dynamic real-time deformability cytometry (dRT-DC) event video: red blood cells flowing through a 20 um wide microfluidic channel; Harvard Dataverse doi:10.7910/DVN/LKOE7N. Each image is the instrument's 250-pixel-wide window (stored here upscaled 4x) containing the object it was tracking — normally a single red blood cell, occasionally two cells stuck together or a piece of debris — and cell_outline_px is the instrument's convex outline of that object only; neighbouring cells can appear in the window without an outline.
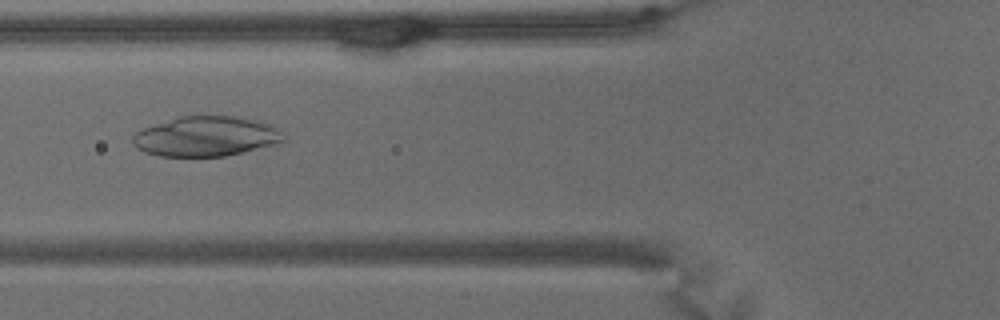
{"species": "common noctule bat (a hibernating species)", "species_latin": "Nyctalus noctula", "temperature_condition": "warm", "stored_images_in_passage": 55, "camera_frame_rate_fps": 3000, "um_per_image_px": 0.085, "animal": {"sex": "male", "body_mass_g": 15.6}, "frame": {"image": 1, "passage_image": 19, "time_ms": 6.0, "image_size_px": [1000, 320], "cell_outline_px": [[284, 140], [272, 144], [224, 156], [160, 156], [144, 152], [136, 148], [132, 144], [132, 136], [136, 132], [144, 128], [180, 116], [232, 116], [256, 120], [268, 124], [284, 132]], "centroid_in_image_um": [17.46, 11.59], "position_along_channel_um": 108.3, "area_um2": 34.62}}
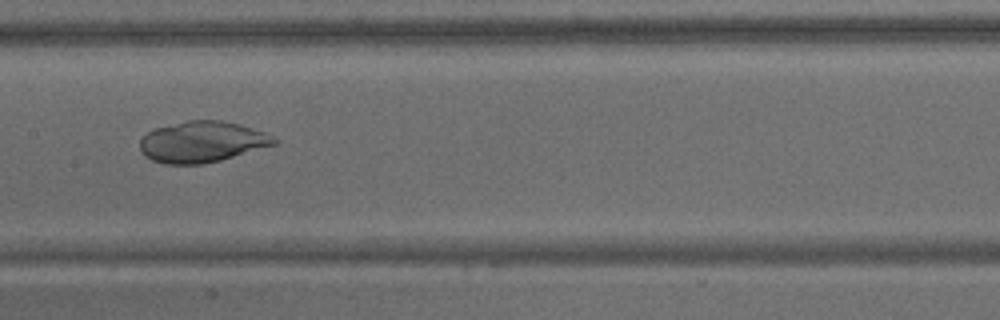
{"frame": {"image": 2, "passage_image": 27, "time_ms": 8.667, "image_size_px": [1000, 320], "cell_outline_px": [[280, 140], [276, 144], [220, 160], [204, 164], [164, 164], [152, 160], [144, 156], [140, 148], [140, 140], [148, 132], [156, 128], [188, 120], [220, 120], [240, 124], [264, 132]], "centroid_in_image_um": [17.18, 12.06], "position_along_channel_um": 190.2, "area_um2": 31.96}}
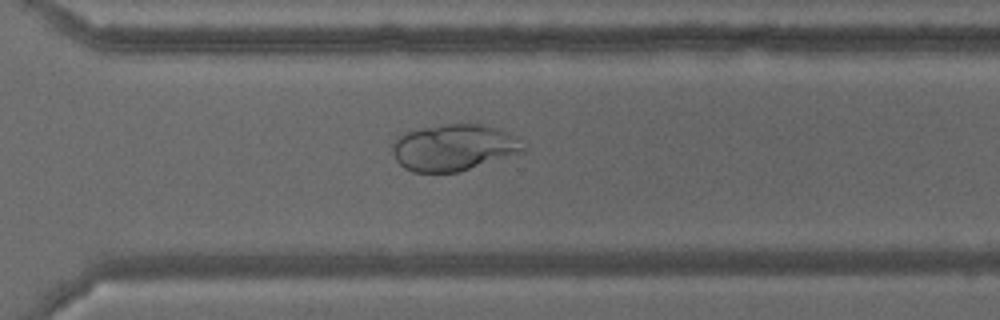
{"frame": {"image": 3, "passage_image": 41, "time_ms": 13.333, "image_size_px": [1000, 320], "cell_outline_px": [[528, 148], [524, 152], [460, 172], [412, 172], [404, 168], [396, 160], [392, 152], [392, 144], [396, 136], [404, 132], [420, 128], [444, 124], [484, 124], [500, 128], [528, 144]], "centroid_in_image_um": [38.6, 12.53], "position_along_channel_um": 332.0, "area_um2": 36.13}}